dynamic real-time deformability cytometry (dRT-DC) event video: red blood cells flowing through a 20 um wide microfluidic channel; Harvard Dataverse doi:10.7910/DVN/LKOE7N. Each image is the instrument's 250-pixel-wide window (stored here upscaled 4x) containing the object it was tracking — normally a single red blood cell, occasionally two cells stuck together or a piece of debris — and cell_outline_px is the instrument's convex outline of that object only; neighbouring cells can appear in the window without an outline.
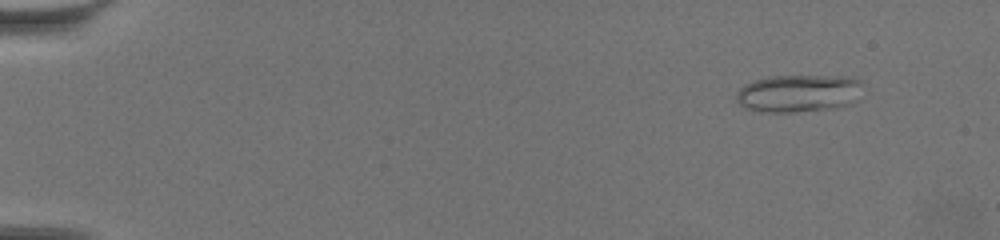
{"species": "common noctule bat (a hibernating species)", "species_latin": "Nyctalus noctula", "temperature_condition": "warm", "stored_images_in_passage": 60, "camera_frame_rate_fps": 3000, "um_per_image_px": 0.085, "animal": {"sex": "female", "body_mass_g": 19.5, "forearm_length_mm": 54.1}, "frame": {"image": 1, "passage_image": 5, "time_ms": 1.333, "image_size_px": [1000, 240], "cell_outline_px": [[860, 100], [836, 108], [792, 112], [768, 112], [748, 108], [740, 104], [736, 96], [740, 88], [756, 80], [776, 76], [840, 76], [860, 80]], "centroid_in_image_um": [67.94, 7.94], "position_along_channel_um": 17.1, "area_um2": 27.28}}
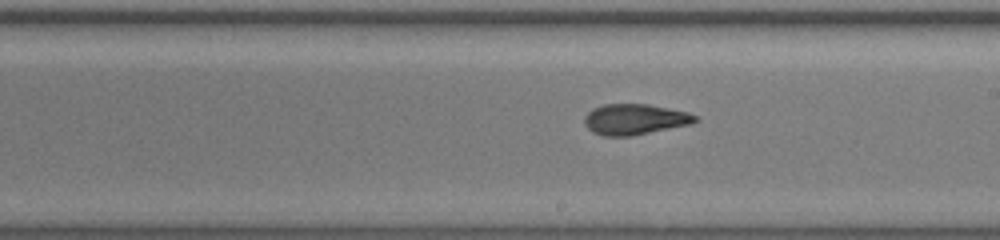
{"frame": {"image": 2, "passage_image": 36, "time_ms": 11.667, "image_size_px": [1000, 240], "cell_outline_px": [[700, 120], [692, 124], [632, 136], [604, 136], [592, 132], [584, 124], [584, 116], [592, 108], [604, 104], [648, 104], [688, 112], [696, 116]], "centroid_in_image_um": [53.95, 10.14], "position_along_channel_um": 235.0, "area_um2": 20.0}}
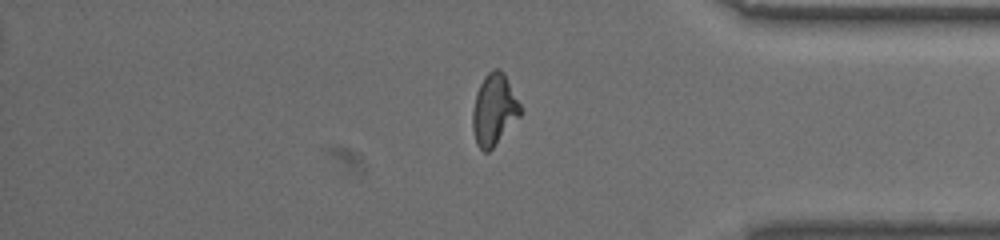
{"frame": {"image": 3, "passage_image": 51, "time_ms": 16.667, "image_size_px": [1000, 240], "cell_outline_px": [[524, 108], [520, 116], [492, 148], [488, 152], [484, 152], [476, 144], [472, 128], [472, 112], [476, 92], [484, 76], [492, 68], [500, 68], [504, 72]], "centroid_in_image_um": [42.01, 9.28], "position_along_channel_um": 393.2, "area_um2": 20.23}, "authors_computed_cell_mechanics": {"area_um2": 20.2011, "velocity_mm_per_s": 3.4612, "shape_relaxation_time_tau1_ms": null, "shape_relaxation_time_tau2_ms": 1.7935, "deformation_change_tau1": null, "deformation_change_tau2": 0.0988}}